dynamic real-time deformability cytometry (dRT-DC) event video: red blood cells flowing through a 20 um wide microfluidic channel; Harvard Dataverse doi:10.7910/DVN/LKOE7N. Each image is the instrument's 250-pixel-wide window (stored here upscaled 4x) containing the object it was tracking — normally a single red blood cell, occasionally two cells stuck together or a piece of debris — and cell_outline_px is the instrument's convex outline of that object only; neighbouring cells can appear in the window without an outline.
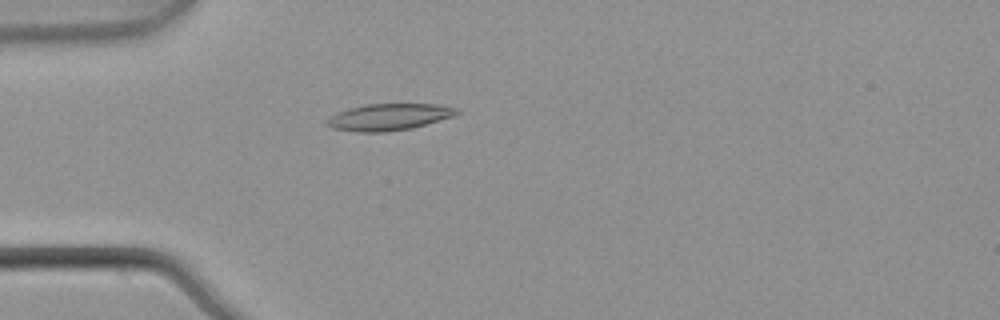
{"species": "common noctule bat (a hibernating species)", "species_latin": "Nyctalus noctula", "temperature_condition": "warm", "stored_images_in_passage": 1, "camera_frame_rate_fps": 3000, "um_per_image_px": 0.085, "animal": {"sex": "male", "body_mass_g": 21.5, "forearm_length_mm": 52.0}, "frame": {"image": 1, "passage_image": 1, "time_ms": 0.0, "image_size_px": [1000, 320], "cell_outline_px": [[460, 112], [452, 116], [412, 128], [384, 132], [360, 132], [332, 128], [324, 124], [324, 120], [348, 108], [364, 104], [436, 104], [460, 108]], "centroid_in_image_um": [33.04, 9.94], "position_along_channel_um": 52.0, "area_um2": 20.11}}